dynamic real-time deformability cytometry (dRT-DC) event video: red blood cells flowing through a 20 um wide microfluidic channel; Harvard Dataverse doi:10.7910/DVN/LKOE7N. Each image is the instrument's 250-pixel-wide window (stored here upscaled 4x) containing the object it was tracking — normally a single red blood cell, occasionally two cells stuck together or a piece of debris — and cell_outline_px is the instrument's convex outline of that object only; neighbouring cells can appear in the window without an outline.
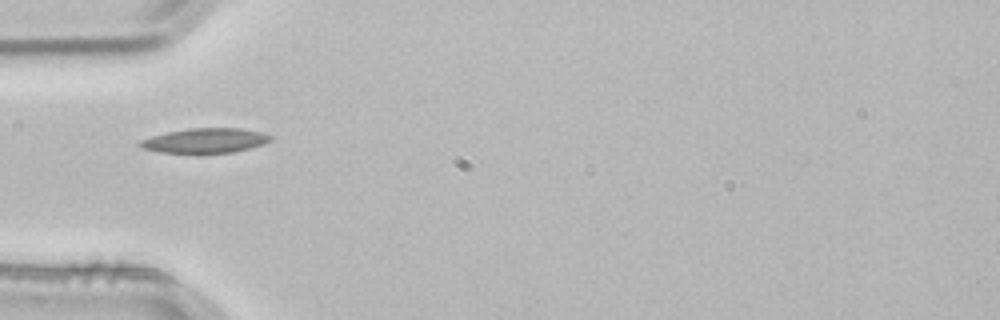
{"species": "common noctule bat (a hibernating species)", "species_latin": "Nyctalus noctula", "temperature_condition": "room temperature", "stored_images_in_passage": 3, "camera_frame_rate_fps": 3000, "um_per_image_px": 0.085, "animal": {"sex": "male", "body_mass_g": 21.5, "forearm_length_mm": 52.0}, "frame": {"image": 1, "passage_image": 3, "time_ms": 0.667, "image_size_px": [1000, 320], "cell_outline_px": [[272, 140], [264, 144], [232, 152], [160, 152], [140, 148], [136, 144], [140, 140], [152, 136], [168, 132], [188, 128], [240, 128], [264, 132], [272, 136]], "centroid_in_image_um": [17.44, 11.93], "position_along_channel_um": 67.6, "area_um2": 18.67}}